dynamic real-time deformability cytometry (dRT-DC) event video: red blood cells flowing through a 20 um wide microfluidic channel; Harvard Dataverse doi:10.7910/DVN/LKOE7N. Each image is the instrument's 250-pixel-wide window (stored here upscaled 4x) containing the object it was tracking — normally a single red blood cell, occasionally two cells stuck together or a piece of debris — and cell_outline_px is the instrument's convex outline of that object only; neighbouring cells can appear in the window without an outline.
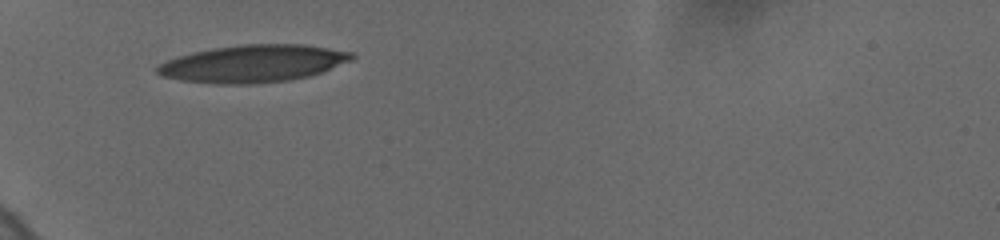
{"species": "human", "species_latin": "Homo sapiens", "temperature_condition": "cold", "stored_images_in_passage": 26, "camera_frame_rate_fps": 3000, "um_per_image_px": 0.085, "donor": {"sex": "female"}, "frame": {"image": 1, "passage_image": 1, "time_ms": 0.0, "image_size_px": [1000, 240], "cell_outline_px": [[356, 56], [352, 60], [320, 72], [308, 76], [288, 80], [252, 84], [216, 84], [180, 80], [164, 76], [156, 72], [156, 68], [160, 64], [168, 60], [192, 52], [212, 48], [240, 44], [304, 44], [356, 52]], "centroid_in_image_um": [21.54, 5.39], "position_along_channel_um": 63.5, "area_um2": 42.31}}
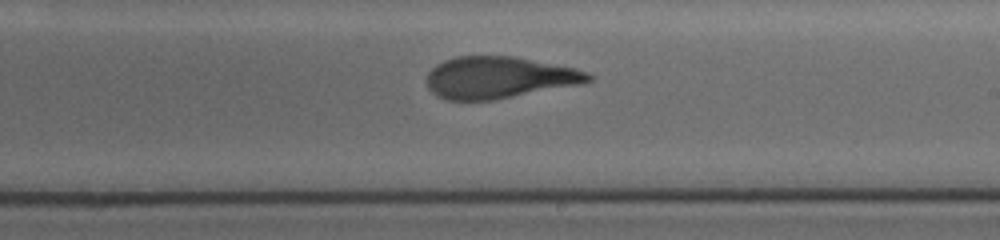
{"frame": {"image": 2, "passage_image": 15, "time_ms": 5.333, "image_size_px": [1000, 240], "cell_outline_px": [[596, 76], [592, 80], [580, 84], [492, 100], [444, 100], [436, 96], [428, 88], [424, 80], [428, 72], [436, 64], [444, 60], [456, 56], [516, 56], [572, 68], [588, 72]], "centroid_in_image_um": [42.36, 6.59], "position_along_channel_um": 246.6, "area_um2": 39.48}}
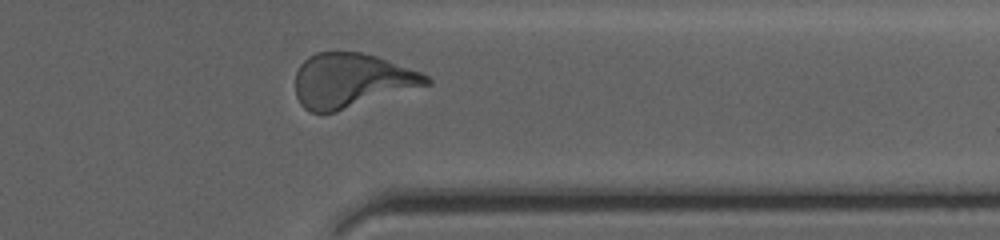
{"frame": {"image": 3, "passage_image": 25, "time_ms": 9.0, "image_size_px": [1000, 240], "cell_outline_px": [[432, 84], [336, 112], [312, 112], [304, 108], [300, 104], [296, 96], [296, 72], [300, 64], [308, 56], [316, 52], [360, 52], [376, 56], [420, 72], [428, 76], [432, 80]], "centroid_in_image_um": [29.87, 6.85], "position_along_channel_um": 381.5, "area_um2": 41.5}, "authors_computed_cell_mechanics": {"area_um2": 40.5178, "velocity_mm_per_s": 3.6983, "shape_relaxation_time_tau1_ms": 5.6274, "shape_relaxation_time_tau2_ms": 1.3127, "deformation_change_tau1": 0.2271, "deformation_change_tau2": 0.0949}}